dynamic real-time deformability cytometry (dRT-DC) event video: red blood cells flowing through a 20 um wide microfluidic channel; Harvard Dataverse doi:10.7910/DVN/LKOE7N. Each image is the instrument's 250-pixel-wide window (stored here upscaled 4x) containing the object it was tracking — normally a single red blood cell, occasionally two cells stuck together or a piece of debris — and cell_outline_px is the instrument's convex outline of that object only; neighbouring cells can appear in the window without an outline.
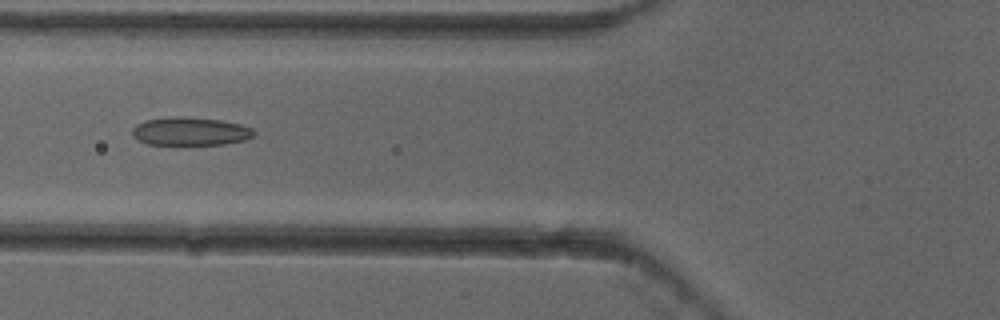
{"species": "common noctule bat (a hibernating species)", "species_latin": "Nyctalus noctula", "temperature_condition": "cold", "stored_images_in_passage": 5, "camera_frame_rate_fps": 3000, "um_per_image_px": 0.085, "animal": {"sex": "female"}, "frame": {"image": 1, "passage_image": 5, "time_ms": 1.333, "image_size_px": [1000, 320], "cell_outline_px": [[256, 136], [244, 140], [224, 144], [184, 148], [148, 144], [132, 136], [132, 128], [136, 124], [144, 120], [172, 116], [184, 116], [220, 120], [240, 124], [252, 128], [256, 132]], "centroid_in_image_um": [16.16, 11.21], "position_along_channel_um": 109.6, "area_um2": 21.21}}